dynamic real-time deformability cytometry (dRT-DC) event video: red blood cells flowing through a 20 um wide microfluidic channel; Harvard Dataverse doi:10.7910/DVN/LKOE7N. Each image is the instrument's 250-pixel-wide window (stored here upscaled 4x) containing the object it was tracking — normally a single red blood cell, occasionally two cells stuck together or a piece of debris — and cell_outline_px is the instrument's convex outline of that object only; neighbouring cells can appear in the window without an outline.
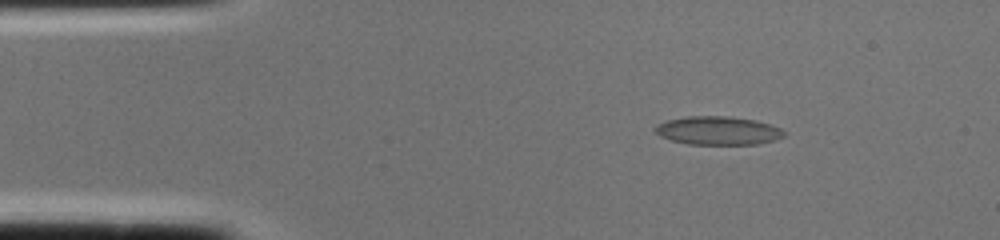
{"species": "common noctule bat (a hibernating species)", "species_latin": "Nyctalus noctula", "temperature_condition": "cold", "stored_images_in_passage": 1, "camera_frame_rate_fps": 3000, "um_per_image_px": 0.085, "animal": {"sex": "female", "body_mass_g": 22.0, "forearm_length_mm": 56.7}, "frame": {"image": 1, "passage_image": 1, "time_ms": 0.0, "image_size_px": [1000, 240], "cell_outline_px": [[784, 136], [776, 140], [756, 144], [688, 144], [672, 140], [660, 136], [652, 128], [656, 124], [668, 120], [688, 116], [724, 116], [756, 120], [780, 128], [784, 132]], "centroid_in_image_um": [61.0, 11.1], "position_along_channel_um": 24.0, "area_um2": 21.27}}